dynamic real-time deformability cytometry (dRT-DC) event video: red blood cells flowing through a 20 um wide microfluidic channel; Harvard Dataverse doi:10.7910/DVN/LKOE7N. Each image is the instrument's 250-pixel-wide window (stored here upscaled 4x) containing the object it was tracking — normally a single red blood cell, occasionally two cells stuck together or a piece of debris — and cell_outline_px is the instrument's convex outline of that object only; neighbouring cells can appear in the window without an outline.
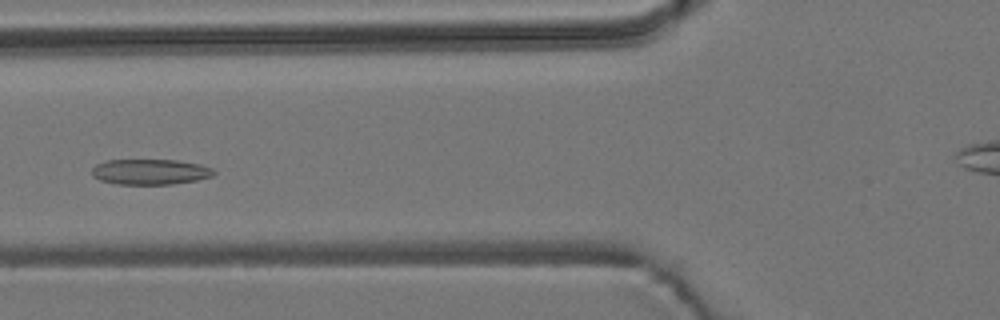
{"species": "common noctule bat (a hibernating species)", "species_latin": "Nyctalus noctula", "temperature_condition": "room temperature", "stored_images_in_passage": 9, "camera_frame_rate_fps": 3000, "um_per_image_px": 0.085, "animal": {"sex": "male", "body_mass_g": 19.2, "forearm_length_mm": 51.8}, "frame": {"image": 1, "passage_image": 6, "time_ms": 1.667, "image_size_px": [1000, 320], "cell_outline_px": [[216, 172], [212, 176], [196, 180], [172, 184], [116, 184], [100, 180], [92, 176], [92, 168], [96, 164], [104, 160], [176, 160], [200, 164], [212, 168]], "centroid_in_image_um": [12.74, 14.6], "position_along_channel_um": 113.1, "area_um2": 18.15}}
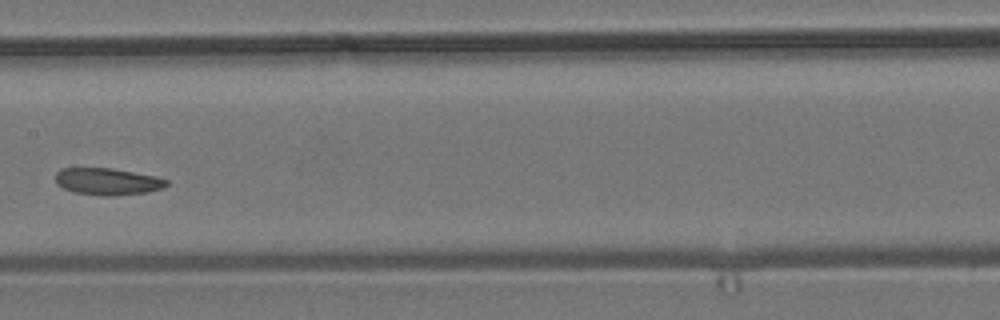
{"frame": {"image": 2, "passage_image": 8, "time_ms": 2.333, "image_size_px": [1000, 320], "cell_outline_px": [[168, 184], [164, 188], [144, 192], [112, 196], [104, 196], [76, 192], [64, 188], [56, 184], [56, 172], [60, 168], [112, 168], [156, 176], [168, 180]], "centroid_in_image_um": [9.14, 15.42], "position_along_channel_um": 198.3, "area_um2": 17.34}}
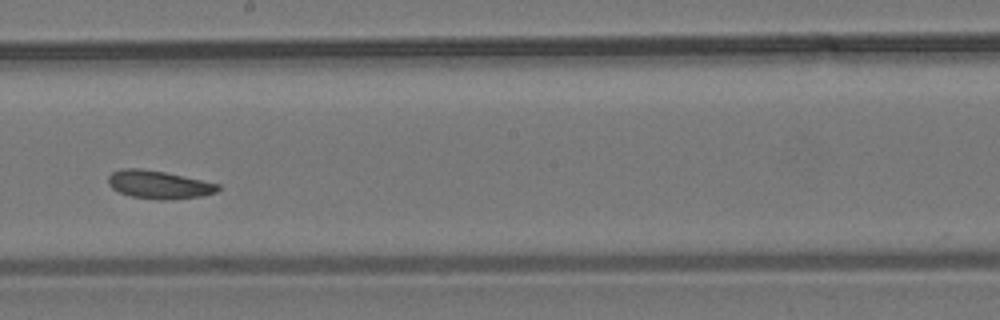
{"frame": {"image": 3, "passage_image": 9, "time_ms": 2.667, "image_size_px": [1000, 320], "cell_outline_px": [[220, 188], [216, 192], [204, 196], [172, 200], [156, 200], [132, 196], [120, 192], [112, 188], [108, 184], [108, 176], [112, 172], [124, 168], [140, 168], [164, 172], [220, 184]], "centroid_in_image_um": [13.51, 15.7], "position_along_channel_um": 234.7, "area_um2": 18.03}}